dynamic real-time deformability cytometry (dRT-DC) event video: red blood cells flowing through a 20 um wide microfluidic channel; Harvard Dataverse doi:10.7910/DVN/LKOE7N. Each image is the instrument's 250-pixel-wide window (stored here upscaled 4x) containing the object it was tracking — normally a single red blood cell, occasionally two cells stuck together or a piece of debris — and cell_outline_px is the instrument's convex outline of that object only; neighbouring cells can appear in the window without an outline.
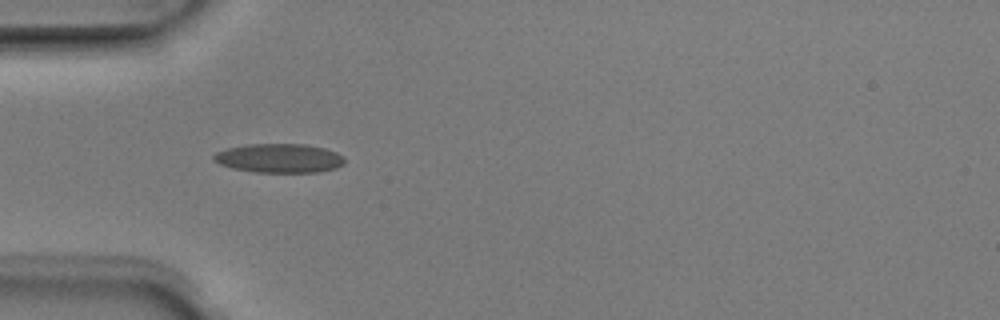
{"species": "Egyptian fruit bat (a non-hibernating species)", "species_latin": "Rousettus aegyptiacus", "temperature_condition": "room temperature", "stored_images_in_passage": 3, "camera_frame_rate_fps": 3000, "um_per_image_px": 0.085, "animal": {"sex": "male"}, "frame": {"image": 1, "passage_image": 3, "time_ms": 0.667, "image_size_px": [1000, 320], "cell_outline_px": [[344, 164], [336, 168], [320, 172], [256, 172], [232, 168], [220, 164], [212, 160], [212, 156], [216, 152], [228, 148], [248, 144], [304, 144], [324, 148], [336, 152], [344, 156]], "centroid_in_image_um": [23.74, 13.45], "position_along_channel_um": 61.3, "area_um2": 22.2}}